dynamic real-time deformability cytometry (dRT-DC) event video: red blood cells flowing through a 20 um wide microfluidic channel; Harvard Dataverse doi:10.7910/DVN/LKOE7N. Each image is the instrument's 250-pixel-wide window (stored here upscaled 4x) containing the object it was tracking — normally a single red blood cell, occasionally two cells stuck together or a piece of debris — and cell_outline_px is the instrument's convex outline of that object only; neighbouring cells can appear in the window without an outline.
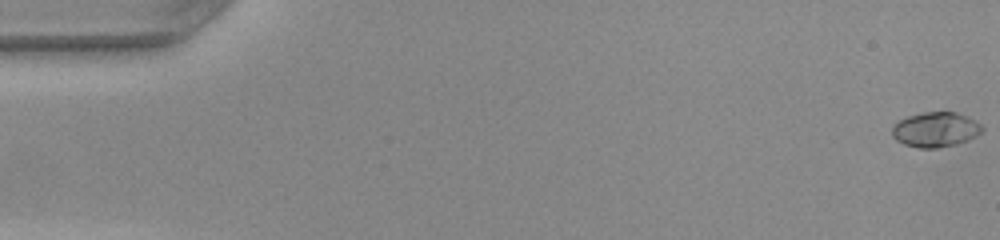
{"species": "common noctule bat (a hibernating species)", "species_latin": "Nyctalus noctula", "temperature_condition": "warm", "stored_images_in_passage": 16, "camera_frame_rate_fps": 3000, "um_per_image_px": 0.085, "animal": {"sex": "female", "body_mass_g": 22.0, "forearm_length_mm": 56.7}, "frame": {"image": 1, "passage_image": 1, "time_ms": 0.0, "image_size_px": [1000, 240], "cell_outline_px": [[984, 128], [976, 136], [968, 140], [956, 144], [936, 148], [920, 148], [904, 144], [896, 140], [892, 136], [892, 124], [908, 116], [924, 112], [956, 112], [980, 124]], "centroid_in_image_um": [79.48, 11.02], "position_along_channel_um": 5.5, "area_um2": 18.15}}
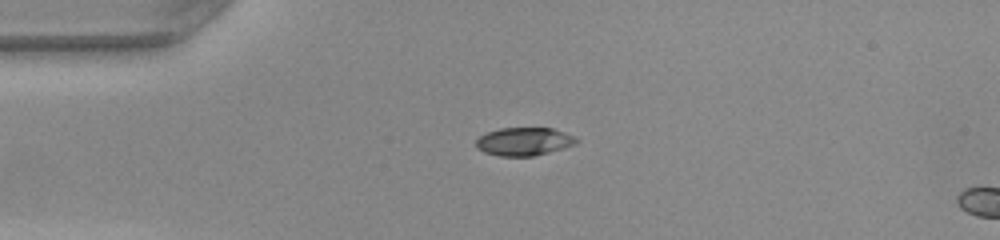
{"frame": {"image": 2, "passage_image": 13, "time_ms": 4.0, "image_size_px": [1000, 240], "cell_outline_px": [[580, 140], [576, 144], [564, 148], [532, 156], [500, 156], [484, 152], [476, 148], [476, 140], [480, 136], [488, 132], [500, 128], [552, 128], [576, 136]], "centroid_in_image_um": [44.57, 12.02], "position_along_channel_um": 40.4, "area_um2": 16.47}}